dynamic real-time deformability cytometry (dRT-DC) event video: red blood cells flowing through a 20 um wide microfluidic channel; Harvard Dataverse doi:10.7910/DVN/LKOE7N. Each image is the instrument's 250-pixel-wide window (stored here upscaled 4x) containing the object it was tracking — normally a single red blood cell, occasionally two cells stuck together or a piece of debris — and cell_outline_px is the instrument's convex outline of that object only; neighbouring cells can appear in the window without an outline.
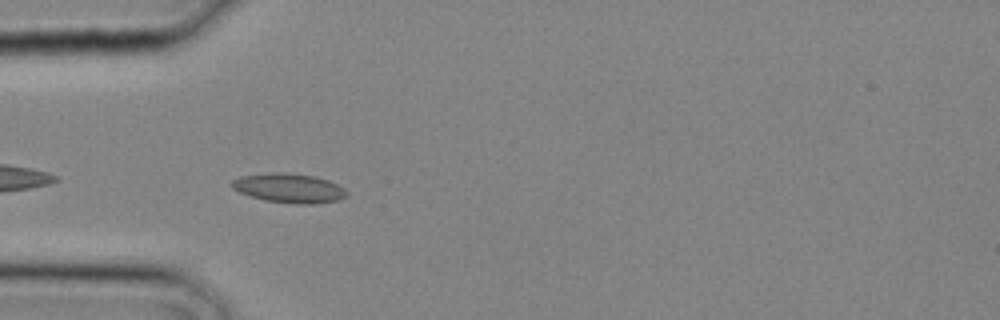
{"species": "common noctule bat (a hibernating species)", "species_latin": "Nyctalus noctula", "temperature_condition": "cold", "stored_images_in_passage": 28, "camera_frame_rate_fps": 3000, "um_per_image_px": 0.085, "animal": {"sex": "male", "body_mass_g": 20.4}, "frame": {"image": 1, "passage_image": 8, "time_ms": 2.333, "image_size_px": [1000, 320], "cell_outline_px": [[348, 192], [344, 196], [336, 200], [312, 204], [296, 204], [264, 200], [240, 192], [232, 188], [232, 180], [240, 176], [276, 172], [288, 172], [316, 176], [328, 180], [344, 188]], "centroid_in_image_um": [24.56, 15.98], "position_along_channel_um": 60.4, "area_um2": 19.48}}
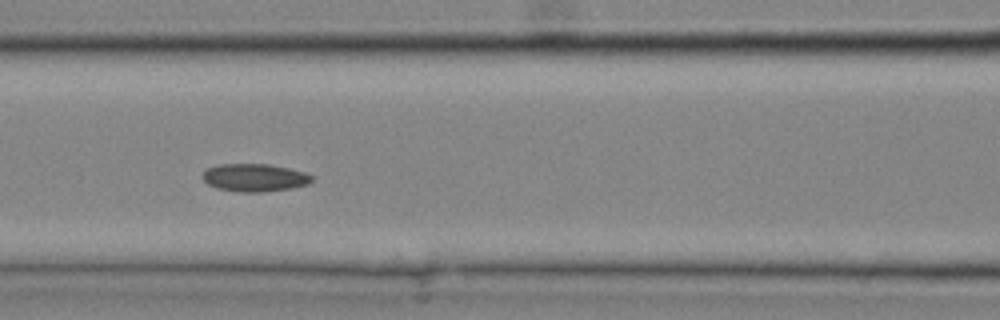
{"frame": {"image": 2, "passage_image": 12, "time_ms": 3.667, "image_size_px": [1000, 320], "cell_outline_px": [[312, 180], [308, 184], [292, 188], [260, 192], [240, 192], [216, 188], [208, 184], [200, 176], [208, 168], [216, 164], [268, 164], [288, 168], [304, 172], [312, 176]], "centroid_in_image_um": [21.61, 15.1], "position_along_channel_um": 145.0, "area_um2": 17.69}}
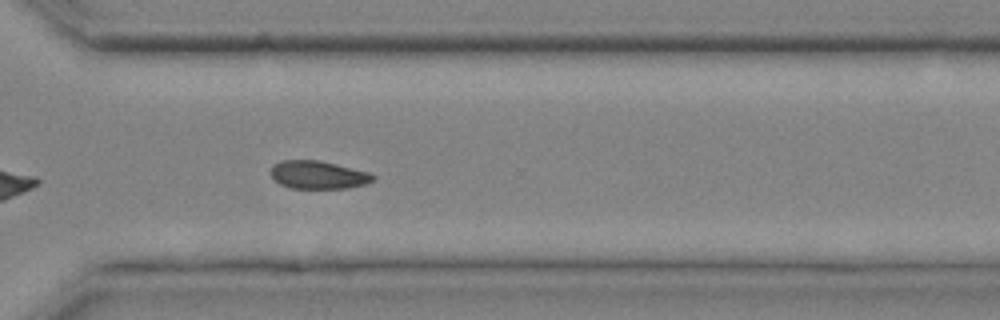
{"frame": {"image": 3, "passage_image": 21, "time_ms": 6.667, "image_size_px": [1000, 320], "cell_outline_px": [[376, 176], [372, 180], [364, 184], [348, 188], [292, 188], [280, 184], [272, 176], [272, 164], [280, 160], [320, 160], [368, 172]], "centroid_in_image_um": [27.03, 14.85], "position_along_channel_um": 343.6, "area_um2": 16.53}}